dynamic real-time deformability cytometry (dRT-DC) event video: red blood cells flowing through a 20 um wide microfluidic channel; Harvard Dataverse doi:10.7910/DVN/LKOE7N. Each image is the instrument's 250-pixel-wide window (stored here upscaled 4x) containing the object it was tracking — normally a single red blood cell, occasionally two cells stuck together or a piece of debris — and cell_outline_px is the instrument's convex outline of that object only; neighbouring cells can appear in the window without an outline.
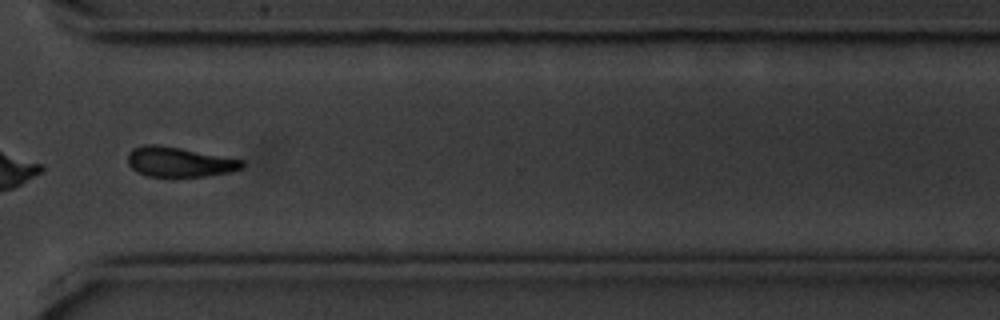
{"species": "common noctule bat (a hibernating species)", "species_latin": "Nyctalus noctula", "temperature_condition": "cold", "stored_images_in_passage": 57, "camera_frame_rate_fps": 3000, "um_per_image_px": 0.085, "animal": {"sex": "male", "body_mass_g": 20.1, "forearm_length_mm": 53.5}, "frame": {"image": 1, "passage_image": 42, "time_ms": 13.667, "image_size_px": [1000, 320], "cell_outline_px": [[244, 168], [228, 172], [208, 176], [148, 176], [132, 168], [128, 164], [128, 152], [132, 148], [144, 144], [156, 144], [180, 148], [244, 160]], "centroid_in_image_um": [15.24, 13.75], "position_along_channel_um": 355.4, "area_um2": 19.77}}
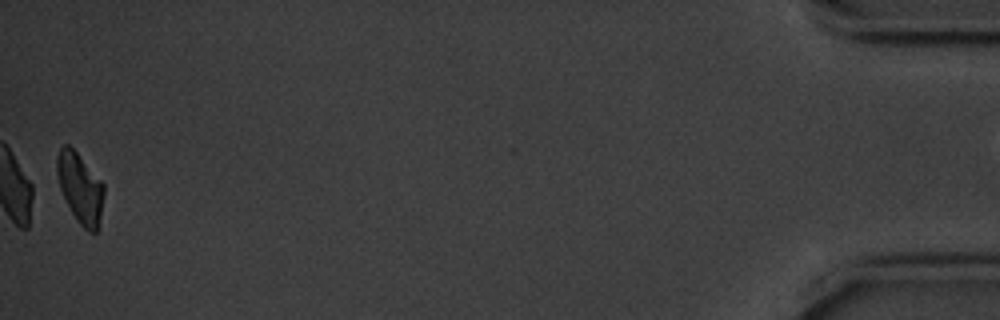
{"frame": {"image": 2, "passage_image": 56, "time_ms": 18.333, "image_size_px": [1000, 320], "cell_outline_px": [[104, 196], [100, 216], [96, 232], [88, 232], [76, 220], [60, 188], [56, 172], [56, 156], [60, 148], [64, 144], [68, 144], [76, 152], [104, 184]], "centroid_in_image_um": [6.8, 15.96], "position_along_channel_um": 428.4, "area_um2": 18.9}}